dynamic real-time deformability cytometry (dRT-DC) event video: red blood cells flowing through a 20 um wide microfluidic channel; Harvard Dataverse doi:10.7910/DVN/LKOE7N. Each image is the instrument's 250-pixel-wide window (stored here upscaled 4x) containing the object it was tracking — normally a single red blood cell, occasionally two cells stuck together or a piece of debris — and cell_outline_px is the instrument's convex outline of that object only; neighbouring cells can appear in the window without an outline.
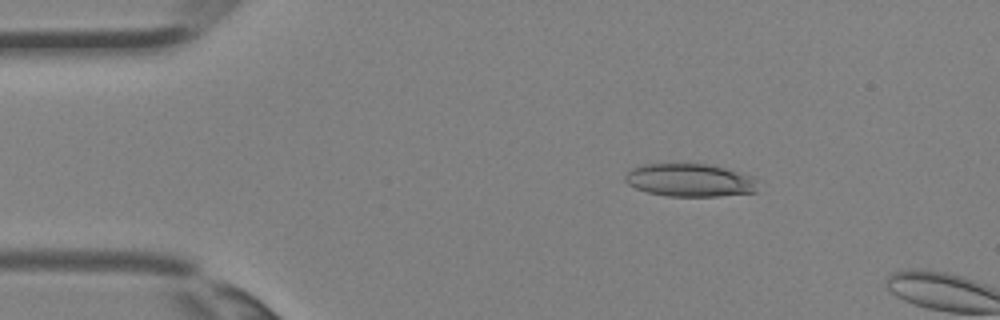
{"species": "Egyptian fruit bat (a non-hibernating species)", "species_latin": "Rousettus aegyptiacus", "temperature_condition": "room temperature", "stored_images_in_passage": 2, "camera_frame_rate_fps": 3000, "um_per_image_px": 0.085, "animal": {"sex": "female"}, "frame": {"image": 1, "passage_image": 1, "time_ms": 0.0, "image_size_px": [1000, 320], "cell_outline_px": [[756, 192], [720, 196], [668, 196], [648, 192], [636, 188], [628, 184], [624, 180], [624, 176], [632, 168], [644, 164], [704, 164], [724, 168], [740, 172], [752, 176], [756, 180]], "centroid_in_image_um": [58.63, 15.32], "position_along_channel_um": 26.4, "area_um2": 25.32}}